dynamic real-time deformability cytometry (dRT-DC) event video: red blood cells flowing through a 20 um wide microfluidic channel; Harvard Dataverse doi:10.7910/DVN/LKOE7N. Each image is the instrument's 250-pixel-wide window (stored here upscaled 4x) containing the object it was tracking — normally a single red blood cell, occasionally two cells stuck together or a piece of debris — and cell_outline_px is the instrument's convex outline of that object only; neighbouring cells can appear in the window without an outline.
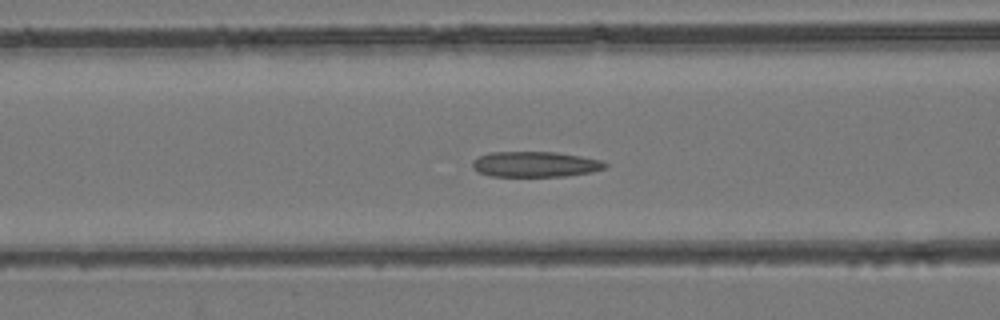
{"species": "common noctule bat (a hibernating species)", "species_latin": "Nyctalus noctula", "temperature_condition": "room temperature", "stored_images_in_passage": 48, "camera_frame_rate_fps": 3000, "um_per_image_px": 0.085, "animal": {"sex": "female", "body_mass_g": 24.6, "forearm_length_mm": 56.2}, "frame": {"image": 1, "passage_image": 20, "time_ms": 6.333, "image_size_px": [1000, 320], "cell_outline_px": [[608, 164], [604, 168], [592, 172], [568, 176], [488, 176], [472, 168], [472, 160], [488, 152], [556, 152], [604, 160]], "centroid_in_image_um": [45.5, 13.96], "position_along_channel_um": 121.1, "area_um2": 19.83}}
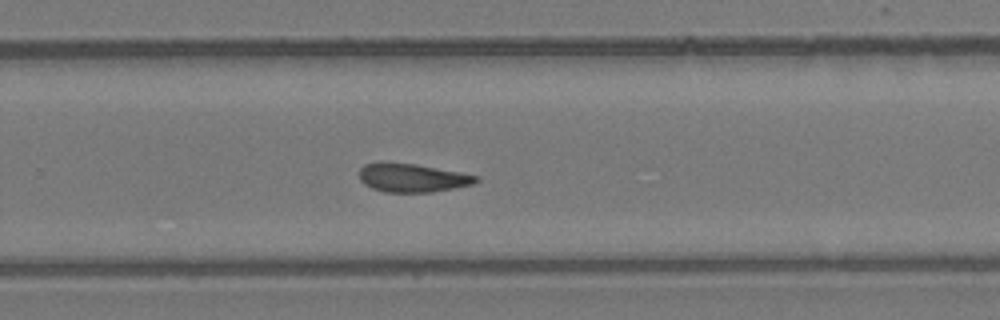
{"frame": {"image": 2, "passage_image": 32, "time_ms": 10.333, "image_size_px": [1000, 320], "cell_outline_px": [[480, 180], [476, 184], [456, 188], [432, 192], [384, 192], [372, 188], [364, 184], [360, 180], [360, 168], [364, 164], [380, 160], [412, 164], [460, 172], [476, 176]], "centroid_in_image_um": [35.02, 15.1], "position_along_channel_um": 294.8, "area_um2": 19.65}}
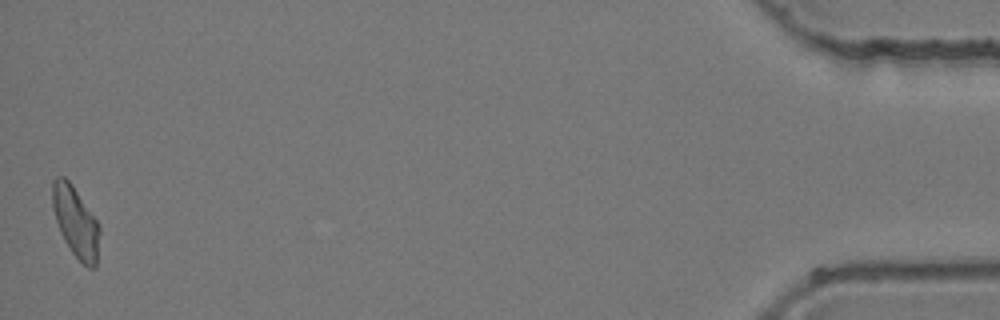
{"frame": {"image": 3, "passage_image": 48, "time_ms": 15.667, "image_size_px": [1000, 320], "cell_outline_px": [[100, 232], [96, 268], [88, 268], [72, 252], [64, 240], [60, 232], [52, 208], [52, 180], [56, 176], [64, 176], [72, 184], [96, 220], [100, 228]], "centroid_in_image_um": [6.42, 18.85], "position_along_channel_um": 428.8, "area_um2": 19.31}}